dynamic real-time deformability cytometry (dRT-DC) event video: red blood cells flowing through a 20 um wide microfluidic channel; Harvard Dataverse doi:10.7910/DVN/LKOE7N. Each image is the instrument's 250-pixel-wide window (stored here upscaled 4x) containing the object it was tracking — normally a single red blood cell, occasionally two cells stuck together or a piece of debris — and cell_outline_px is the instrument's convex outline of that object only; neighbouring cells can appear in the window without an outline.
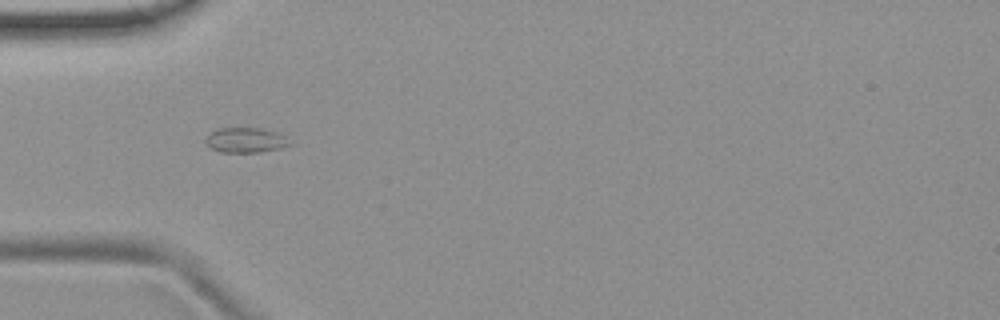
{"species": "common noctule bat (a hibernating species)", "species_latin": "Nyctalus noctula", "temperature_condition": "room temperature", "stored_images_in_passage": 37, "camera_frame_rate_fps": 3000, "um_per_image_px": 0.085, "animal": {"sex": "female", "body_mass_g": 19.9}, "frame": {"image": 1, "passage_image": 1, "time_ms": 0.0, "image_size_px": [1000, 320], "cell_outline_px": [[296, 144], [280, 148], [260, 152], [220, 152], [212, 148], [204, 140], [216, 128], [260, 128], [276, 132], [284, 136]], "centroid_in_image_um": [20.93, 11.91], "position_along_channel_um": 64.1, "area_um2": 12.25}}
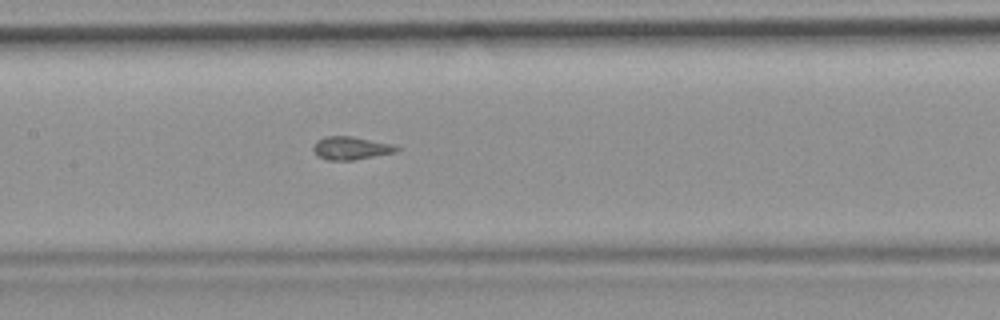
{"frame": {"image": 2, "passage_image": 10, "time_ms": 3.0, "image_size_px": [1000, 320], "cell_outline_px": [[400, 148], [396, 152], [352, 160], [328, 160], [320, 156], [312, 148], [316, 140], [324, 136], [352, 136], [392, 144]], "centroid_in_image_um": [29.82, 12.57], "position_along_channel_um": 177.6, "area_um2": 11.04}}
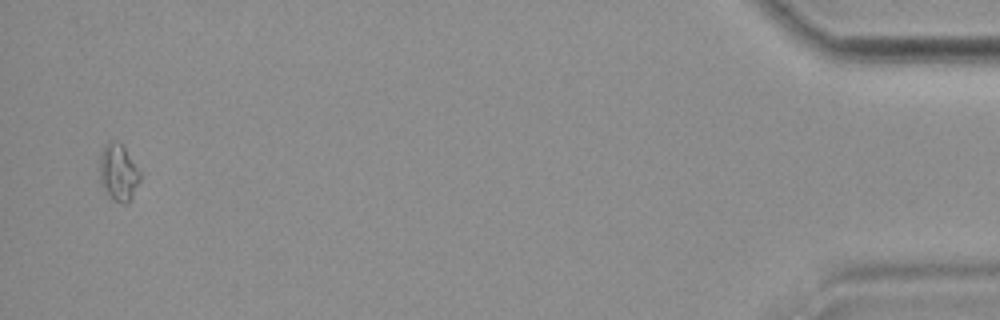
{"frame": {"image": 3, "passage_image": 36, "time_ms": 11.667, "image_size_px": [1000, 320], "cell_outline_px": [[140, 180], [128, 204], [120, 204], [112, 200], [104, 192], [100, 184], [100, 152], [104, 144], [108, 140], [112, 140], [120, 144], [124, 148], [140, 172]], "centroid_in_image_um": [10.02, 14.7], "position_along_channel_um": 425.2, "area_um2": 13.53}}